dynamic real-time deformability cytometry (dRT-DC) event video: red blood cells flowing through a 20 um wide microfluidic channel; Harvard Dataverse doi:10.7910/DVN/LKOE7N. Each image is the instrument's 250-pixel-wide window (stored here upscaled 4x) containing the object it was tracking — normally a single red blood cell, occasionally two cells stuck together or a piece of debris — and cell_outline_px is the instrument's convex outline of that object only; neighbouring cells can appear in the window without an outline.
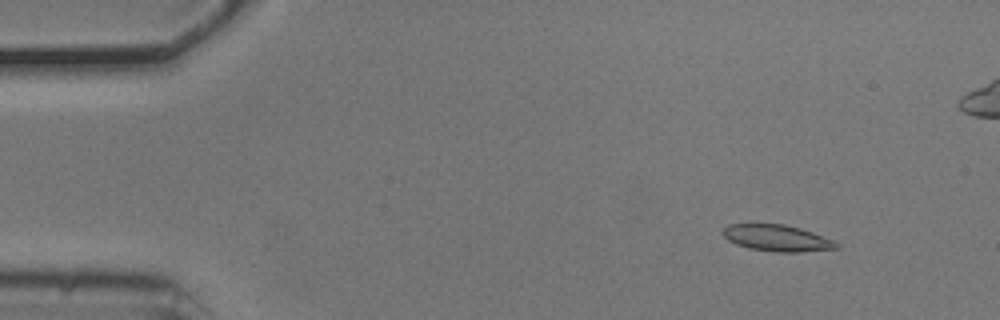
{"species": "common noctule bat (a hibernating species)", "species_latin": "Nyctalus noctula", "temperature_condition": "cold", "stored_images_in_passage": 55, "camera_frame_rate_fps": 3000, "um_per_image_px": 0.085, "animal": {"sex": "male", "body_mass_g": 20.5, "forearm_length_mm": 52.5}, "frame": {"image": 1, "passage_image": 6, "time_ms": 1.667, "image_size_px": [1000, 320], "cell_outline_px": [[840, 244], [836, 248], [800, 252], [776, 252], [748, 248], [736, 244], [728, 240], [720, 232], [728, 224], [784, 224], [800, 228], [836, 240]], "centroid_in_image_um": [66.05, 20.23], "position_along_channel_um": 19.0, "area_um2": 17.57}}
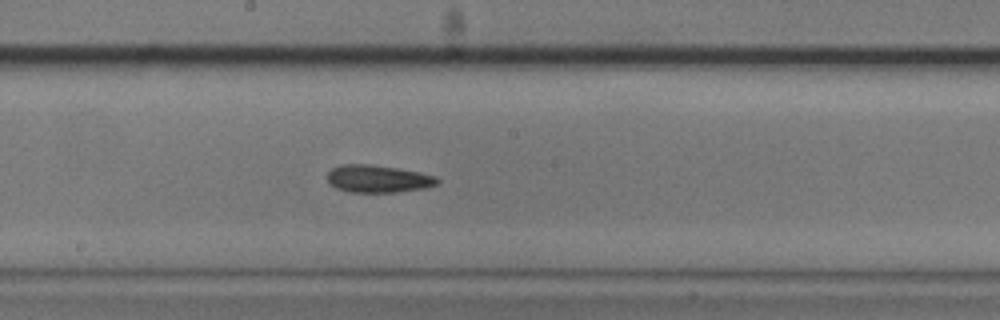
{"frame": {"image": 2, "passage_image": 29, "time_ms": 9.333, "image_size_px": [1000, 320], "cell_outline_px": [[440, 184], [424, 188], [396, 192], [348, 192], [336, 188], [328, 184], [328, 172], [332, 168], [340, 164], [372, 164], [420, 172], [436, 176], [440, 180]], "centroid_in_image_um": [32.13, 15.19], "position_along_channel_um": 216.1, "area_um2": 17.8}}
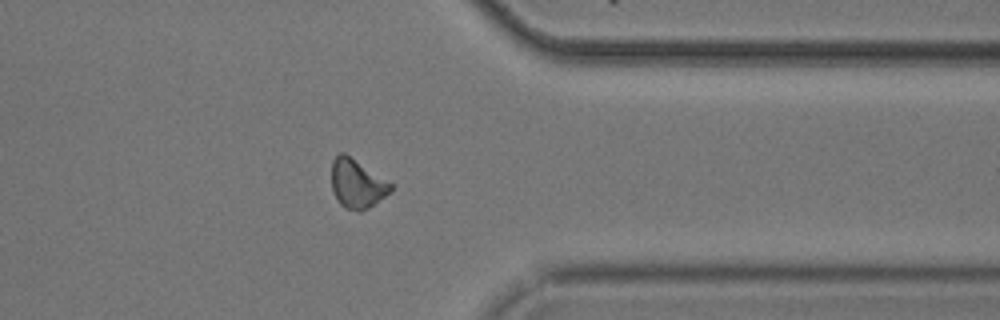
{"frame": {"image": 3, "passage_image": 43, "time_ms": 14.0, "image_size_px": [1000, 320], "cell_outline_px": [[392, 192], [368, 208], [360, 212], [356, 212], [344, 208], [340, 204], [332, 192], [332, 160], [340, 152], [344, 152], [392, 184]], "centroid_in_image_um": [30.33, 15.64], "position_along_channel_um": 381.1, "area_um2": 16.88}, "authors_computed_cell_mechanics": {"area_um2": 17.1666, "velocity_mm_per_s": 3.7191, "shape_relaxation_time_tau1_ms": 4.4499, "shape_relaxation_time_tau2_ms": null, "deformation_change_tau1": 0.1039, "deformation_change_tau2": null}}